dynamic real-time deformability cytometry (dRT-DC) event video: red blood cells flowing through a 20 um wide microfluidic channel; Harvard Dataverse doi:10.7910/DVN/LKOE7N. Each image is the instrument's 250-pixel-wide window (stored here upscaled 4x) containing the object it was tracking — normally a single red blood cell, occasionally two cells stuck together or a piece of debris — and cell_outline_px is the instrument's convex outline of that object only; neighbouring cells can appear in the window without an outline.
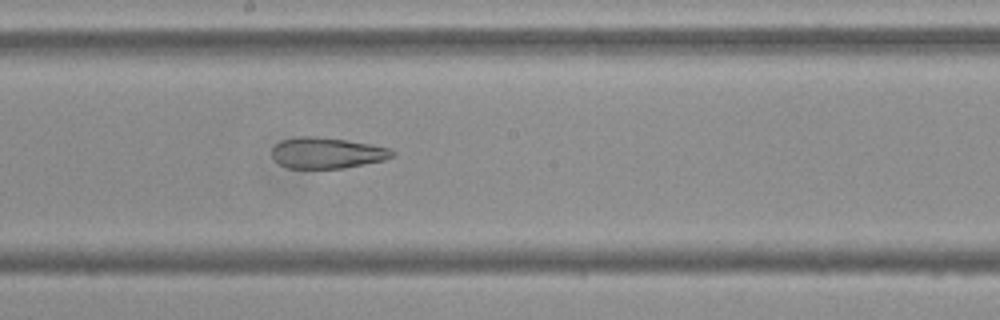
{"species": "Egyptian fruit bat (a non-hibernating species)", "species_latin": "Rousettus aegyptiacus", "temperature_condition": "cold", "stored_images_in_passage": 55, "camera_frame_rate_fps": 3000, "um_per_image_px": 0.085, "frame": {"image": 1, "passage_image": 30, "time_ms": 9.667, "image_size_px": [1000, 320], "cell_outline_px": [[396, 156], [384, 160], [344, 168], [288, 168], [280, 164], [272, 156], [272, 148], [280, 140], [300, 136], [316, 136], [348, 140], [388, 148], [396, 152]], "centroid_in_image_um": [27.79, 12.99], "position_along_channel_um": 220.4, "area_um2": 21.73}}
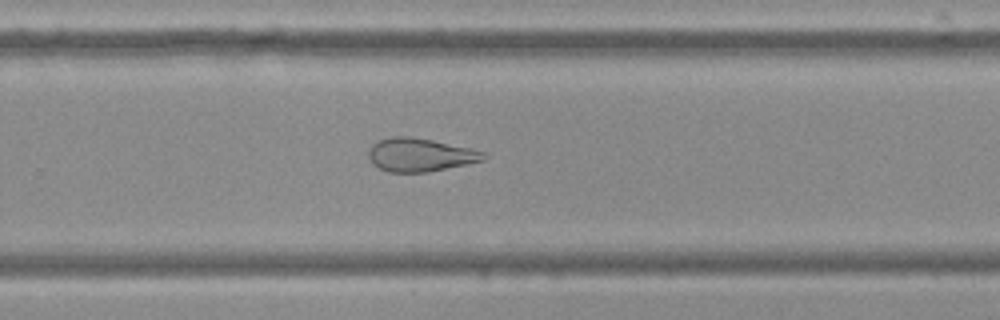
{"frame": {"image": 2, "passage_image": 36, "time_ms": 11.667, "image_size_px": [1000, 320], "cell_outline_px": [[484, 160], [428, 172], [388, 172], [372, 164], [368, 156], [368, 152], [372, 144], [380, 140], [392, 136], [412, 136], [472, 148], [484, 152]], "centroid_in_image_um": [35.67, 13.15], "position_along_channel_um": 294.1, "area_um2": 22.25}}
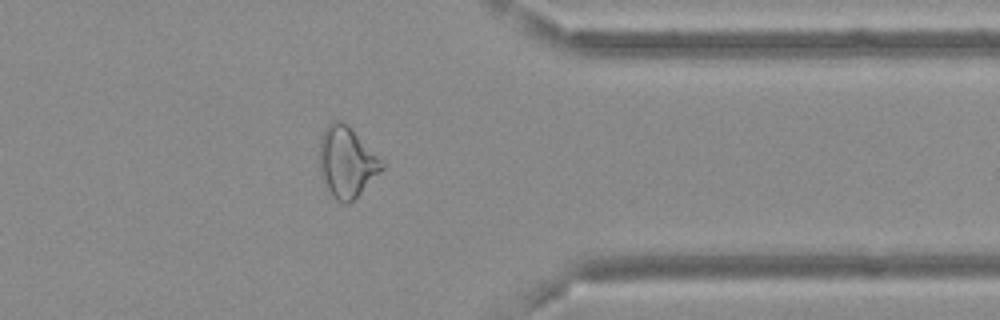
{"frame": {"image": 3, "passage_image": 44, "time_ms": 14.333, "image_size_px": [1000, 320], "cell_outline_px": [[384, 168], [348, 204], [344, 204], [328, 196], [324, 188], [320, 176], [320, 140], [324, 128], [332, 120], [340, 120], [348, 124], [384, 160]], "centroid_in_image_um": [29.45, 13.77], "position_along_channel_um": 382.0, "area_um2": 26.24}, "authors_computed_cell_mechanics": {"area_um2": 27.3394, "velocity_mm_per_s": 3.6979, "shape_relaxation_time_tau1_ms": null, "shape_relaxation_time_tau2_ms": 3.591, "deformation_change_tau1": null, "deformation_change_tau2": 0.126}}